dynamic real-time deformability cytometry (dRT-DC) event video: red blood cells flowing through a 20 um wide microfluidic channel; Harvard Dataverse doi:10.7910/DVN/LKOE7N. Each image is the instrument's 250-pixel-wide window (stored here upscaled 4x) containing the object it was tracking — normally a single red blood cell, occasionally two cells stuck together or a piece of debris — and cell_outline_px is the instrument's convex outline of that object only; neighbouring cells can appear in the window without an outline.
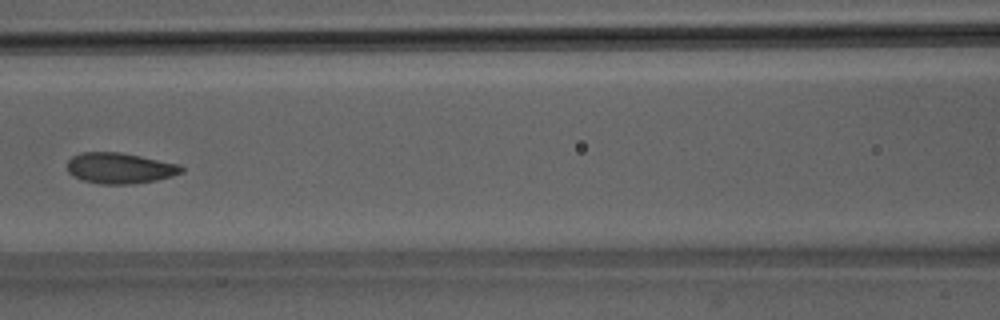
{"species": "Egyptian fruit bat (a non-hibernating species)", "species_latin": "Rousettus aegyptiacus", "temperature_condition": "room temperature", "stored_images_in_passage": 6, "camera_frame_rate_fps": 3000, "um_per_image_px": 0.085, "animal": {"sex": "male"}, "frame": {"image": 1, "passage_image": 6, "time_ms": 1.667, "image_size_px": [1000, 320], "cell_outline_px": [[184, 172], [172, 176], [156, 180], [132, 184], [100, 184], [84, 180], [72, 176], [68, 172], [68, 160], [72, 156], [80, 152], [120, 152], [180, 164], [184, 168]], "centroid_in_image_um": [10.19, 14.29], "position_along_channel_um": 156.4, "area_um2": 20.58}}